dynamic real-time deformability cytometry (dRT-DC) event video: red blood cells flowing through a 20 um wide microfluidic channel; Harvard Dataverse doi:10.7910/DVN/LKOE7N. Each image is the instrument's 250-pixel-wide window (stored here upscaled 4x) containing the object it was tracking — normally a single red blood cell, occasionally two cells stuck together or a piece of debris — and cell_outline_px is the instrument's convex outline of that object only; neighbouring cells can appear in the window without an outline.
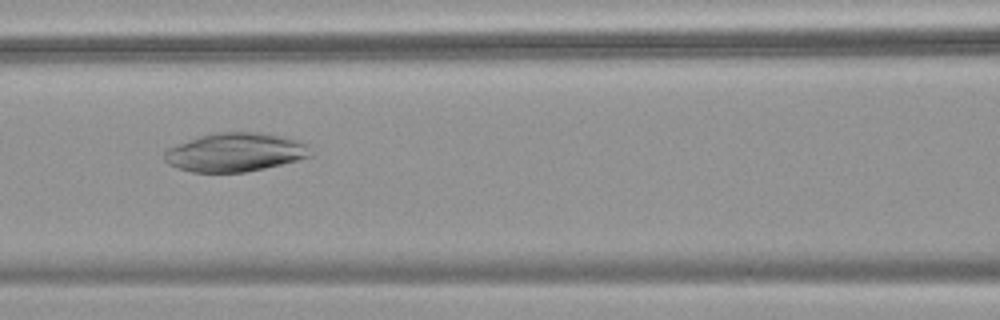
{"species": "common noctule bat (a hibernating species)", "species_latin": "Nyctalus noctula", "temperature_condition": "warm", "stored_images_in_passage": 37, "camera_frame_rate_fps": 3000, "um_per_image_px": 0.085, "animal": {"sex": "female", "body_mass_g": 18.4}, "frame": {"image": 1, "passage_image": 12, "time_ms": 3.667, "image_size_px": [1000, 320], "cell_outline_px": [[312, 156], [264, 168], [244, 172], [192, 172], [176, 168], [168, 164], [164, 160], [164, 152], [168, 148], [200, 136], [212, 132], [256, 132], [284, 136], [300, 140], [308, 144]], "centroid_in_image_um": [19.99, 12.94], "position_along_channel_um": 146.6, "area_um2": 32.95}}
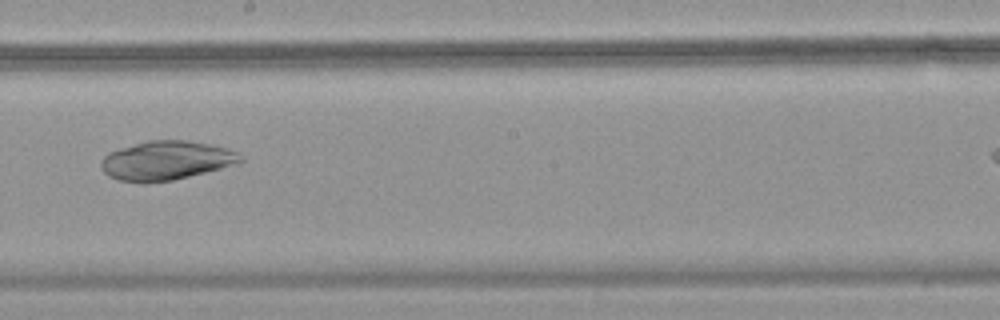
{"frame": {"image": 2, "passage_image": 19, "time_ms": 6.0, "image_size_px": [1000, 320], "cell_outline_px": [[244, 160], [240, 164], [172, 180], [144, 184], [120, 180], [108, 176], [100, 168], [100, 160], [108, 152], [120, 148], [148, 140], [184, 140], [208, 144], [228, 148], [236, 152]], "centroid_in_image_um": [14.11, 13.66], "position_along_channel_um": 234.1, "area_um2": 31.96}}
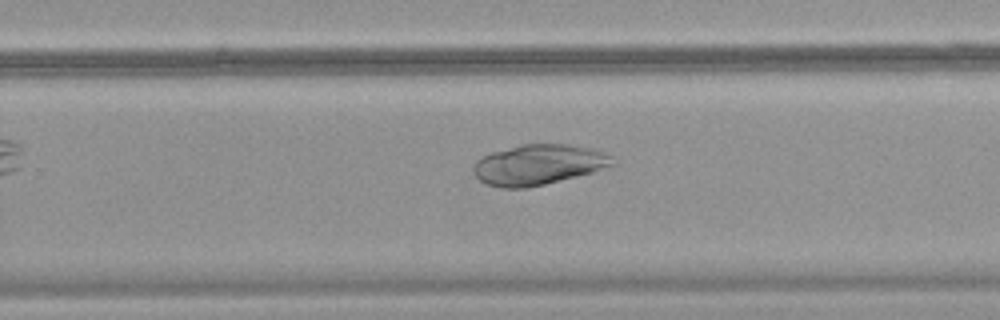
{"frame": {"image": 3, "passage_image": 23, "time_ms": 7.333, "image_size_px": [1000, 320], "cell_outline_px": [[616, 164], [592, 172], [544, 184], [524, 188], [504, 188], [484, 184], [476, 176], [472, 168], [476, 160], [480, 156], [492, 152], [520, 144], [568, 144], [588, 148], [612, 156]], "centroid_in_image_um": [45.71, 13.99], "position_along_channel_um": 284.1, "area_um2": 32.54}}